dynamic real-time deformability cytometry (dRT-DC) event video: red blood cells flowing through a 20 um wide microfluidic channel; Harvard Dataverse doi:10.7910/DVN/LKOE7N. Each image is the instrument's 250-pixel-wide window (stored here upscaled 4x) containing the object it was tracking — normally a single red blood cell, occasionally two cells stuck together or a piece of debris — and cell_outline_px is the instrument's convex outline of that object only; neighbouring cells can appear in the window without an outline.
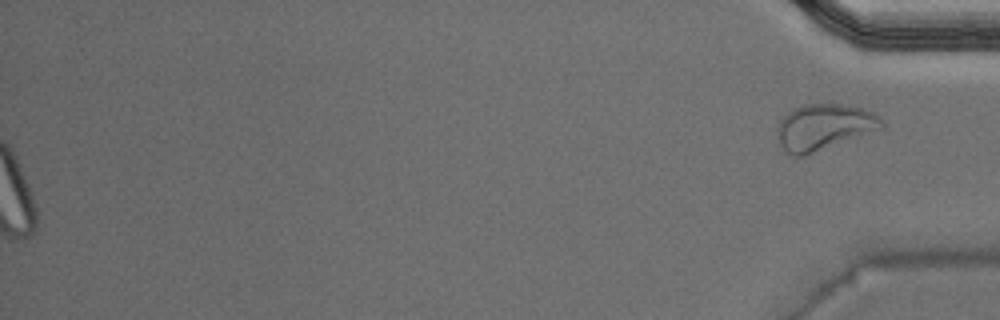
{"species": "Egyptian fruit bat (a non-hibernating species)", "species_latin": "Rousettus aegyptiacus", "temperature_condition": "warm", "stored_images_in_passage": 52, "segment_of_instrument_passage": [2, 2], "camera_frame_rate_fps": 3000, "um_per_image_px": 0.085, "animal": {"sex": "male"}, "frame": {"image": 1, "passage_image": 52, "time_ms": 17.0, "image_size_px": [1000, 320], "cell_outline_px": [[884, 128], [804, 156], [796, 156], [788, 152], [780, 144], [776, 136], [776, 128], [780, 120], [792, 108], [804, 104], [852, 104], [872, 112], [880, 116], [884, 124]], "centroid_in_image_um": [70.05, 10.78], "position_along_channel_um": 365.2, "area_um2": 28.21}}